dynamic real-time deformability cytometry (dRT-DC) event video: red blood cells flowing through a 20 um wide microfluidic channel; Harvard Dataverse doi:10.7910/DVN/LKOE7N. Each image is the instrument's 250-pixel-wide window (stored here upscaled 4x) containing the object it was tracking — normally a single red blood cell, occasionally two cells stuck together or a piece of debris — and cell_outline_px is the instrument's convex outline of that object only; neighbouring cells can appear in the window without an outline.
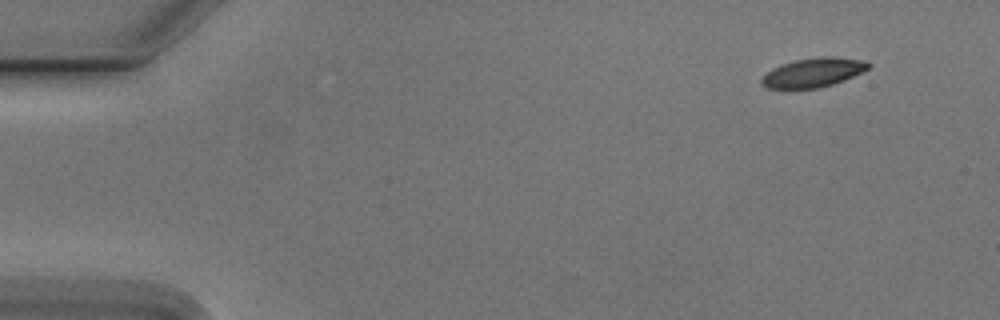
{"species": "Egyptian fruit bat (a non-hibernating species)", "species_latin": "Rousettus aegyptiacus", "temperature_condition": "cold", "stored_images_in_passage": 10, "camera_frame_rate_fps": 3000, "um_per_image_px": 0.085, "animal": {"sex": "male"}, "frame": {"image": 1, "passage_image": 1, "time_ms": 0.0, "image_size_px": [1000, 320], "cell_outline_px": [[872, 64], [868, 68], [844, 80], [820, 88], [784, 92], [764, 88], [760, 84], [760, 80], [772, 68], [780, 64], [796, 60], [820, 56], [836, 56], [864, 60]], "centroid_in_image_um": [69.02, 6.21], "position_along_channel_um": 16.0, "area_um2": 18.96}}